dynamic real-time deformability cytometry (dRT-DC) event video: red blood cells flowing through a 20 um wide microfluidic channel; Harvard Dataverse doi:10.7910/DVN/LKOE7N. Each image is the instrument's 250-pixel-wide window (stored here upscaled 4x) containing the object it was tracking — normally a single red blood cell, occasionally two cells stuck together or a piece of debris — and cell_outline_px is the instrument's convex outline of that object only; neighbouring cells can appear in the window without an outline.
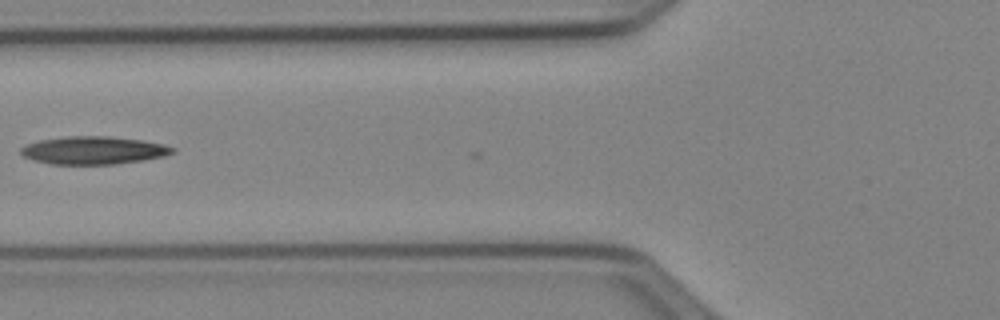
{"species": "Egyptian fruit bat (a non-hibernating species)", "species_latin": "Rousettus aegyptiacus", "temperature_condition": "cold", "stored_images_in_passage": 3, "camera_frame_rate_fps": 3000, "um_per_image_px": 0.085, "animal": {"sex": "female"}, "frame": {"image": 1, "passage_image": 2, "time_ms": 0.333, "image_size_px": [1000, 320], "cell_outline_px": [[176, 152], [164, 156], [144, 160], [116, 164], [52, 164], [32, 160], [24, 156], [20, 152], [20, 148], [28, 144], [40, 140], [68, 136], [108, 136], [144, 140], [164, 144], [176, 148]], "centroid_in_image_um": [8.0, 12.78], "position_along_channel_um": 117.8, "area_um2": 24.74}}